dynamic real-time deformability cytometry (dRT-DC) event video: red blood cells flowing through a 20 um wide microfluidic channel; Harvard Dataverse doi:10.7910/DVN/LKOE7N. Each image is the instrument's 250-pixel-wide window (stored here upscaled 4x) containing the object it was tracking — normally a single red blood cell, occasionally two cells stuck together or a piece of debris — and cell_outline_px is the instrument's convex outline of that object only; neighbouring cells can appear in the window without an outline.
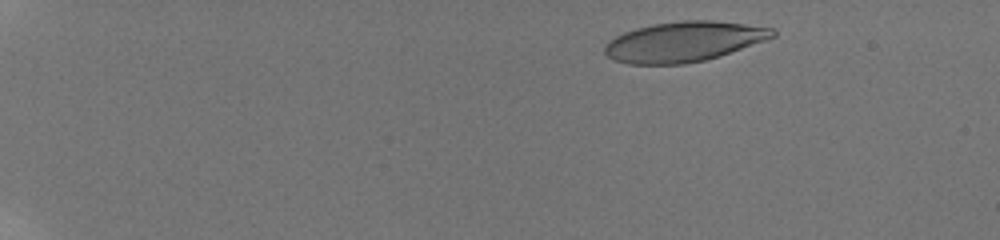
{"species": "human", "species_latin": "Homo sapiens", "temperature_condition": "room temperature", "stored_images_in_passage": 10, "camera_frame_rate_fps": 3000, "um_per_image_px": 0.085, "donor": {"sex": "male"}, "frame": {"image": 1, "passage_image": 4, "time_ms": 1.667, "image_size_px": [1000, 240], "cell_outline_px": [[776, 36], [720, 56], [704, 60], [684, 64], [628, 64], [612, 60], [604, 52], [604, 44], [608, 40], [624, 32], [636, 28], [652, 24], [680, 20], [712, 20], [776, 28]], "centroid_in_image_um": [58.1, 3.54], "position_along_channel_um": 26.9, "area_um2": 39.42}}
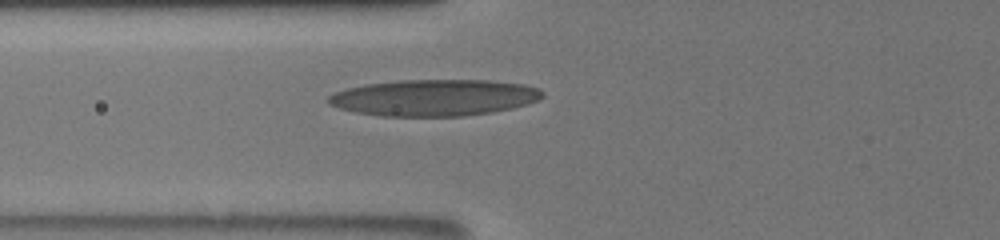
{"frame": {"image": 2, "passage_image": 10, "time_ms": 7.0, "image_size_px": [1000, 240], "cell_outline_px": [[544, 96], [540, 100], [528, 104], [512, 108], [492, 112], [464, 116], [380, 116], [356, 112], [340, 108], [328, 104], [328, 96], [336, 92], [348, 88], [368, 84], [400, 80], [488, 80], [524, 84], [540, 88], [544, 92]], "centroid_in_image_um": [36.97, 8.3], "position_along_channel_um": 88.8, "area_um2": 45.6}}